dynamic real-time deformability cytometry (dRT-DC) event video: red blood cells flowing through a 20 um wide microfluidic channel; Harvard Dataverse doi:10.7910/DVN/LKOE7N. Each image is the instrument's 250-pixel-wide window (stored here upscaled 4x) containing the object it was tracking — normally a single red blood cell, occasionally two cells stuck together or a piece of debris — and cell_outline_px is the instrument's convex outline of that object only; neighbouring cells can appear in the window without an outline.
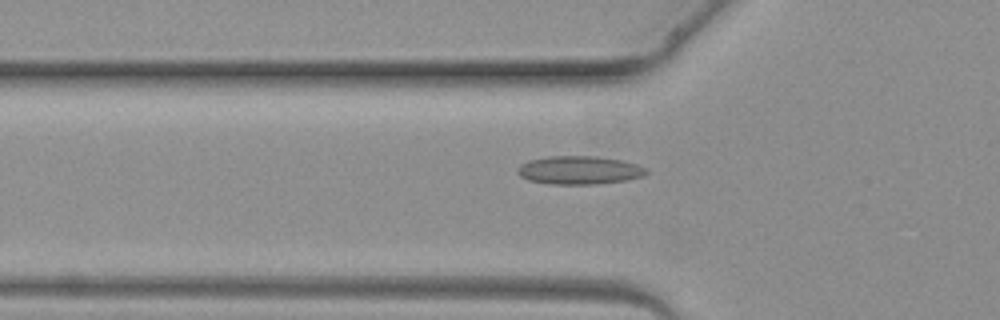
{"species": "common noctule bat (a hibernating species)", "species_latin": "Nyctalus noctula", "temperature_condition": "warm", "stored_images_in_passage": 5, "camera_frame_rate_fps": 3000, "um_per_image_px": 0.085, "animal": {"sex": "female", "body_mass_g": 19.3, "forearm_length_mm": 54.1}, "frame": {"image": 1, "passage_image": 5, "time_ms": 4.667, "image_size_px": [1000, 320], "cell_outline_px": [[648, 172], [640, 176], [624, 180], [596, 184], [552, 184], [528, 180], [520, 176], [516, 172], [516, 168], [520, 164], [528, 160], [548, 156], [596, 156], [624, 160], [648, 168]], "centroid_in_image_um": [49.2, 14.45], "position_along_channel_um": 76.6, "area_um2": 21.33}}